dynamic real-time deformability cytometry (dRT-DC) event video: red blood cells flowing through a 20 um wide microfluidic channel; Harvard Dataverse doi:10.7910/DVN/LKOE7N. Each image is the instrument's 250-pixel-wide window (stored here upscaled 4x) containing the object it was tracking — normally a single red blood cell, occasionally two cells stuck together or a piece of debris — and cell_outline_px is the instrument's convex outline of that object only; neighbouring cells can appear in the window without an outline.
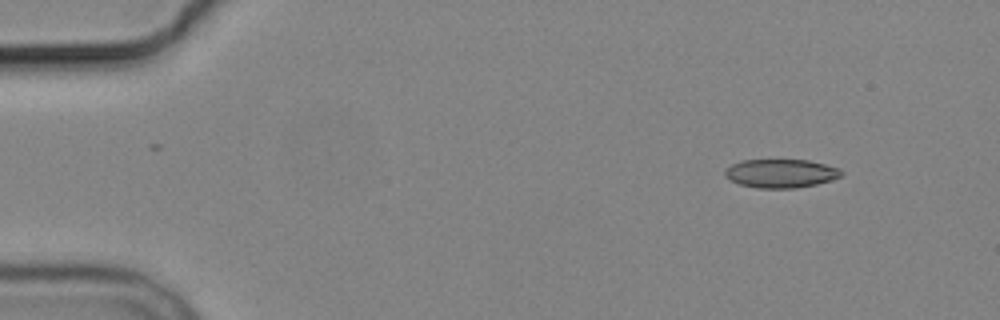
{"species": "common noctule bat (a hibernating species)", "species_latin": "Nyctalus noctula", "temperature_condition": "cold", "stored_images_in_passage": 4, "camera_frame_rate_fps": 3000, "um_per_image_px": 0.085, "animal": {"sex": "male", "body_mass_g": 19.2, "forearm_length_mm": 51.8}, "frame": {"image": 1, "passage_image": 1, "time_ms": 0.0, "image_size_px": [1000, 320], "cell_outline_px": [[844, 172], [840, 176], [816, 184], [796, 188], [756, 188], [740, 184], [724, 176], [724, 172], [732, 164], [740, 160], [808, 160], [840, 168]], "centroid_in_image_um": [66.36, 14.73], "position_along_channel_um": 18.6, "area_um2": 19.25}}
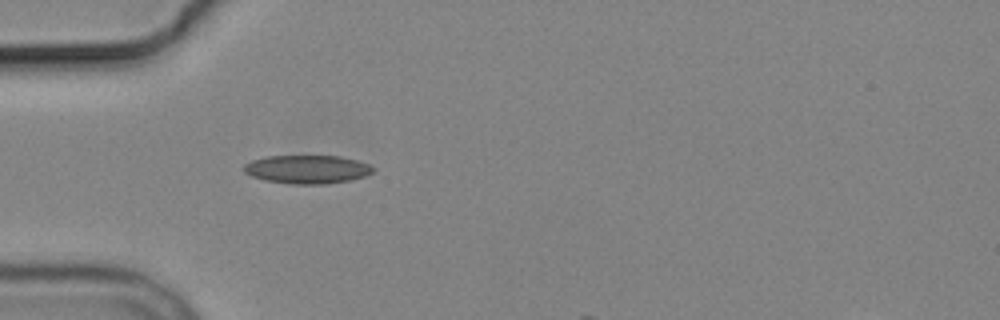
{"frame": {"image": 2, "passage_image": 4, "time_ms": 3.667, "image_size_px": [1000, 320], "cell_outline_px": [[376, 168], [372, 172], [364, 176], [348, 180], [324, 184], [292, 184], [264, 180], [252, 176], [244, 172], [244, 164], [252, 160], [264, 156], [340, 156], [356, 160], [368, 164]], "centroid_in_image_um": [26.09, 14.39], "position_along_channel_um": 58.9, "area_um2": 21.33}}